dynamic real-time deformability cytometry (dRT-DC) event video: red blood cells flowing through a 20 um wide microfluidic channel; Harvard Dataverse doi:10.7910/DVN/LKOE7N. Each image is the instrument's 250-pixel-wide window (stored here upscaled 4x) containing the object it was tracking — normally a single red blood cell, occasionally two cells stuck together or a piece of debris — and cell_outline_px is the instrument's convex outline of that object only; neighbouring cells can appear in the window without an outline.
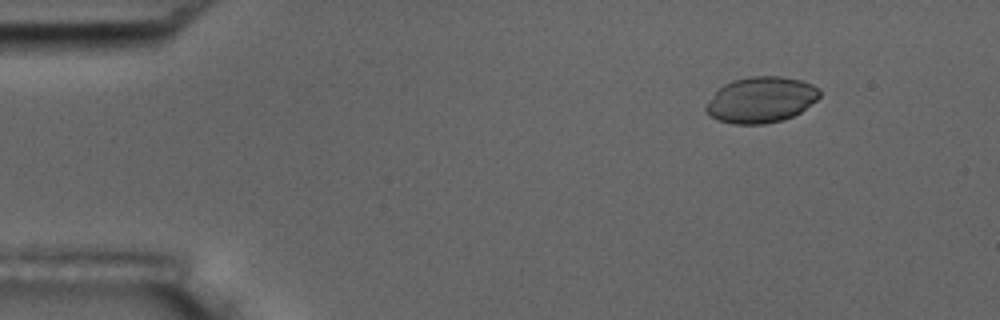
{"species": "common noctule bat (a hibernating species)", "species_latin": "Nyctalus noctula", "temperature_condition": "room temperature", "stored_images_in_passage": 4, "camera_frame_rate_fps": 3000, "um_per_image_px": 0.085, "animal": {"sex": "male", "body_mass_g": 17.5, "forearm_length_mm": 52.3}, "frame": {"image": 1, "passage_image": 2, "time_ms": 1.0, "image_size_px": [1000, 320], "cell_outline_px": [[820, 96], [816, 100], [800, 112], [784, 120], [764, 124], [732, 124], [716, 120], [708, 116], [704, 112], [704, 108], [716, 92], [724, 84], [732, 80], [748, 76], [784, 76], [800, 80], [812, 84], [820, 88]], "centroid_in_image_um": [64.67, 8.48], "position_along_channel_um": 20.3, "area_um2": 30.63}}